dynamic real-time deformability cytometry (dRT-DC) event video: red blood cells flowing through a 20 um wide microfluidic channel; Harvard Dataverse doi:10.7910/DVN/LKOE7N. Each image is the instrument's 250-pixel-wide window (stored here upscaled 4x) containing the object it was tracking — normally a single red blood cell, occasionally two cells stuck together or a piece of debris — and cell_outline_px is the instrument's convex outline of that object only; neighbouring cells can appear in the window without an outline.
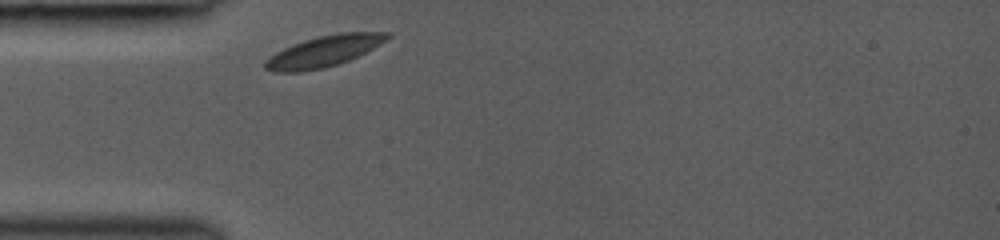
{"species": "common noctule bat (a hibernating species)", "species_latin": "Nyctalus noctula", "temperature_condition": "room temperature", "stored_images_in_passage": 1, "camera_frame_rate_fps": 3000, "um_per_image_px": 0.085, "animal": {"sex": "female", "body_mass_g": 19.0, "forearm_length_mm": 53.3}, "frame": {"image": 1, "passage_image": 1, "time_ms": 0.0, "image_size_px": [1000, 240], "cell_outline_px": [[392, 36], [380, 44], [348, 60], [324, 68], [300, 72], [276, 72], [264, 68], [264, 60], [276, 52], [284, 48], [304, 40], [320, 36], [340, 32], [392, 32]], "centroid_in_image_um": [27.52, 4.35], "position_along_channel_um": 57.5, "area_um2": 21.85}}